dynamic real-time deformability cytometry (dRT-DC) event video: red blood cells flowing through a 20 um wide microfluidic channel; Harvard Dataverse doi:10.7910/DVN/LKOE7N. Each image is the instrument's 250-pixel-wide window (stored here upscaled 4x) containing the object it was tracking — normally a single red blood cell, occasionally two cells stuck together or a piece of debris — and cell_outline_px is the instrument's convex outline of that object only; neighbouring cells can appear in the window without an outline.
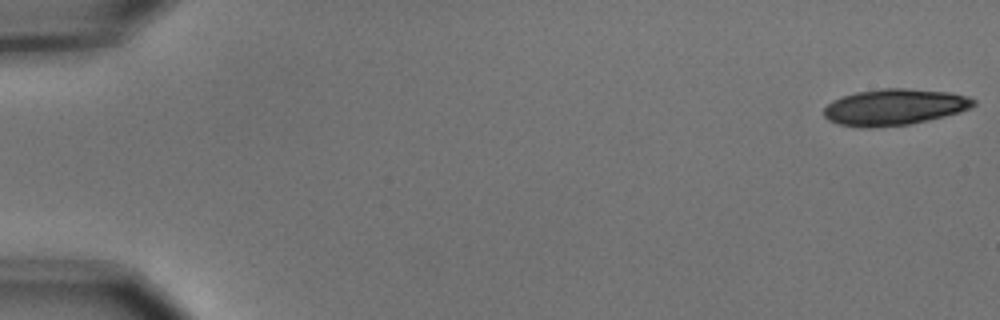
{"species": "common noctule bat (a hibernating species)", "species_latin": "Nyctalus noctula", "temperature_condition": "cold", "stored_images_in_passage": 6, "camera_frame_rate_fps": 3000, "um_per_image_px": 0.085, "animal": {"sex": "male", "body_mass_g": 15.6}, "frame": {"image": 1, "passage_image": 1, "time_ms": 0.0, "image_size_px": [1000, 320], "cell_outline_px": [[976, 104], [972, 108], [960, 112], [928, 120], [908, 124], [868, 128], [836, 124], [828, 120], [824, 116], [824, 108], [832, 100], [856, 92], [884, 88], [904, 88], [948, 92], [968, 96], [976, 100]], "centroid_in_image_um": [76.03, 9.1], "position_along_channel_um": 9.0, "area_um2": 31.62}}